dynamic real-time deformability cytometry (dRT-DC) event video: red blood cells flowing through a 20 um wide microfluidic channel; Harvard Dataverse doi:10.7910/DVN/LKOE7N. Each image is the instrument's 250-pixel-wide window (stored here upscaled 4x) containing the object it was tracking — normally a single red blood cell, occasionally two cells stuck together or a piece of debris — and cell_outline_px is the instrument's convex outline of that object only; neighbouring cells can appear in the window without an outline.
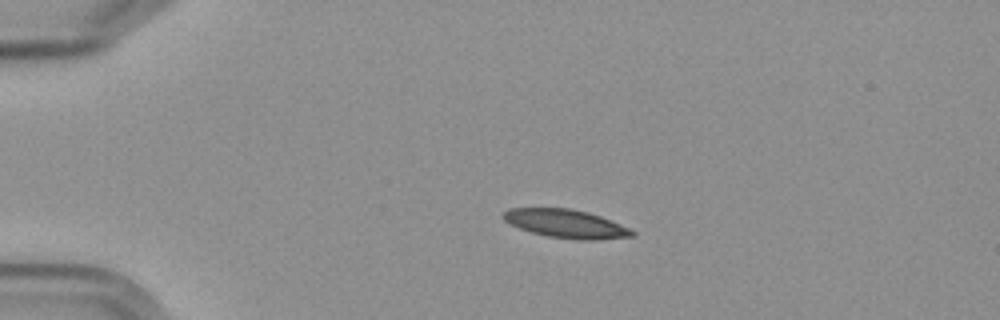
{"species": "Egyptian fruit bat (a non-hibernating species)", "species_latin": "Rousettus aegyptiacus", "temperature_condition": "cold", "stored_images_in_passage": 3, "camera_frame_rate_fps": 3000, "um_per_image_px": 0.085, "frame": {"image": 1, "passage_image": 1, "time_ms": 0.0, "image_size_px": [1000, 320], "cell_outline_px": [[636, 236], [596, 240], [576, 240], [548, 236], [532, 232], [520, 228], [504, 220], [500, 216], [508, 208], [572, 208], [588, 212], [600, 216], [632, 228], [636, 232]], "centroid_in_image_um": [48.16, 19.01], "position_along_channel_um": 36.8, "area_um2": 21.56}}
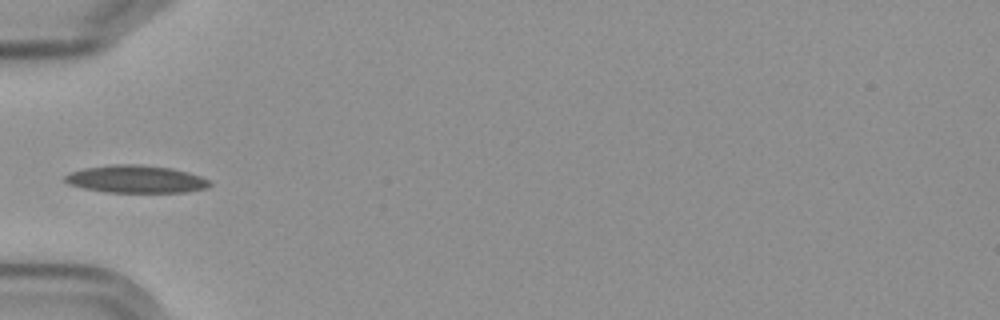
{"frame": {"image": 2, "passage_image": 3, "time_ms": 2.333, "image_size_px": [1000, 320], "cell_outline_px": [[212, 184], [208, 188], [184, 192], [108, 192], [84, 188], [68, 184], [64, 180], [64, 176], [72, 172], [84, 168], [112, 164], [132, 164], [172, 168], [188, 172], [200, 176], [208, 180]], "centroid_in_image_um": [11.56, 15.23], "position_along_channel_um": 73.4, "area_um2": 23.12}}